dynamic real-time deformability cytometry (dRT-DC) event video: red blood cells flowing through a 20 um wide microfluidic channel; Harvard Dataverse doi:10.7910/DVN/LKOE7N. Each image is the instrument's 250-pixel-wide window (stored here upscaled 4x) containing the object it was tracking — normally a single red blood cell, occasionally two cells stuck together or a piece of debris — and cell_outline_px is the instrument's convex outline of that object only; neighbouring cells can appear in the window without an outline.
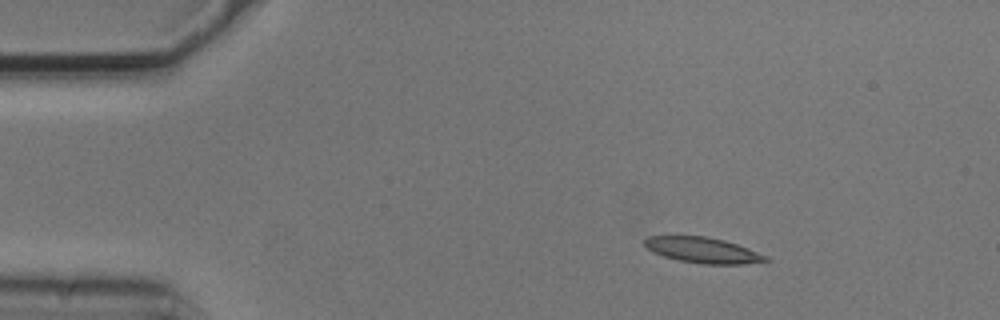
{"species": "common noctule bat (a hibernating species)", "species_latin": "Nyctalus noctula", "temperature_condition": "cold", "stored_images_in_passage": 3, "camera_frame_rate_fps": 3000, "um_per_image_px": 0.085, "animal": {"sex": "male", "body_mass_g": 20.5, "forearm_length_mm": 52.5}, "frame": {"image": 1, "passage_image": 1, "time_ms": 0.0, "image_size_px": [1000, 320], "cell_outline_px": [[772, 260], [744, 264], [704, 264], [680, 260], [664, 256], [652, 252], [644, 244], [644, 240], [648, 236], [708, 236], [724, 240], [748, 248], [768, 256]], "centroid_in_image_um": [59.77, 21.26], "position_along_channel_um": 25.2, "area_um2": 18.03}}